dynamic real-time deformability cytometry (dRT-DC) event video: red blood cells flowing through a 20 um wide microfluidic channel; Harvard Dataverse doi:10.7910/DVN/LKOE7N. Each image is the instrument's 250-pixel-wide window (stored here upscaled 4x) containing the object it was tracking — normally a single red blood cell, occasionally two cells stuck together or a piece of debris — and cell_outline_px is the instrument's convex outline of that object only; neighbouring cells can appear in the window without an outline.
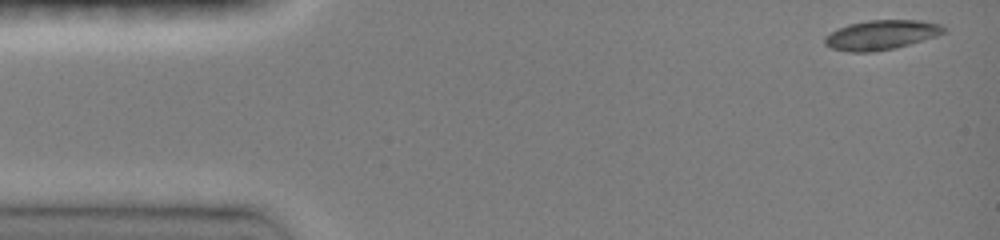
{"species": "common noctule bat (a hibernating species)", "species_latin": "Nyctalus noctula", "temperature_condition": "room temperature", "stored_images_in_passage": 8, "camera_frame_rate_fps": 3000, "um_per_image_px": 0.085, "animal": {"sex": "female", "body_mass_g": 19.0, "forearm_length_mm": 51.5}, "frame": {"image": 1, "passage_image": 1, "time_ms": 0.0, "image_size_px": [1000, 240], "cell_outline_px": [[948, 32], [936, 36], [896, 48], [872, 52], [848, 52], [832, 48], [824, 44], [824, 36], [848, 24], [868, 20], [920, 20], [940, 24], [948, 28]], "centroid_in_image_um": [74.94, 2.97], "position_along_channel_um": 10.1, "area_um2": 20.63}}
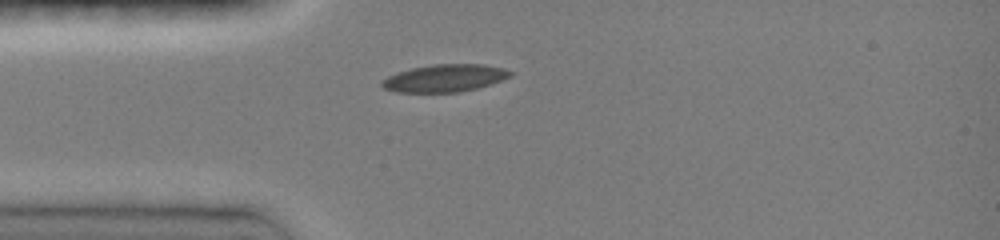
{"frame": {"image": 2, "passage_image": 7, "time_ms": 3.333, "image_size_px": [1000, 240], "cell_outline_px": [[512, 76], [476, 88], [460, 92], [396, 92], [384, 88], [380, 84], [380, 80], [396, 72], [412, 68], [432, 64], [484, 64], [504, 68], [512, 72]], "centroid_in_image_um": [37.76, 6.63], "position_along_channel_um": 47.2, "area_um2": 20.52}}